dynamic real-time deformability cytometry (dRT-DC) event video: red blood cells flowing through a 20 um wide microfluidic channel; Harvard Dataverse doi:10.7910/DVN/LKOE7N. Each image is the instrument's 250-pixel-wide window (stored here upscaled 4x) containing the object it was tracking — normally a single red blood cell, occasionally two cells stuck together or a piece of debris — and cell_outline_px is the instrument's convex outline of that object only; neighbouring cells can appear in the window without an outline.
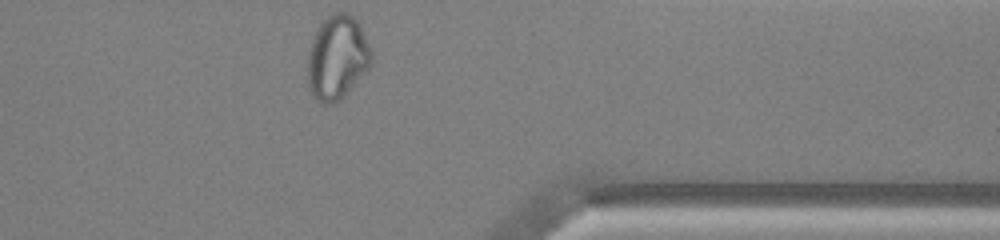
{"species": "common noctule bat (a hibernating species)", "species_latin": "Nyctalus noctula", "temperature_condition": "warm", "stored_images_in_passage": 40, "camera_frame_rate_fps": 3000, "um_per_image_px": 0.085, "animal": {"sex": "male", "body_mass_g": 13.0, "forearm_length_mm": 53.1}, "frame": {"image": 1, "passage_image": 40, "time_ms": 13.0, "image_size_px": [1000, 240], "cell_outline_px": [[372, 64], [332, 104], [324, 104], [316, 100], [312, 96], [308, 88], [308, 52], [312, 36], [316, 28], [332, 12], [344, 12], [352, 16], [360, 24], [372, 52]], "centroid_in_image_um": [28.62, 4.84], "position_along_channel_um": 382.8, "area_um2": 30.87}}